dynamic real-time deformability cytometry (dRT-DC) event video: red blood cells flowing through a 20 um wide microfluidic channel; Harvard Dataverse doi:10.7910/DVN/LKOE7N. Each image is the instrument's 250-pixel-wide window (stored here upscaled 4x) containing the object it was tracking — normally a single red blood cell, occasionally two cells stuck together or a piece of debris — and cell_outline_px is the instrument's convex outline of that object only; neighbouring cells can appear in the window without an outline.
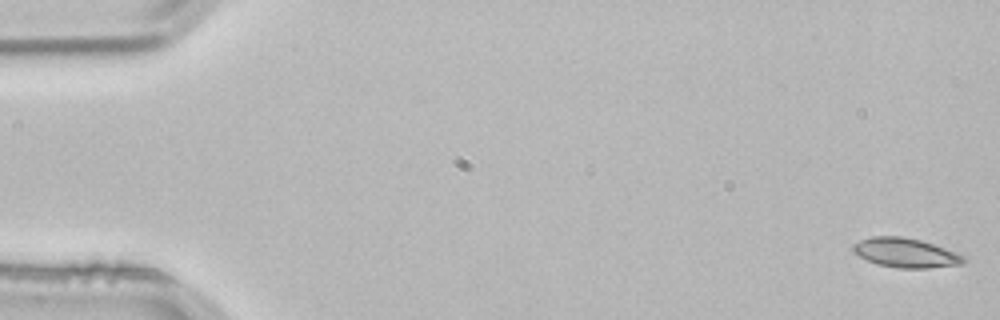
{"species": "common noctule bat (a hibernating species)", "species_latin": "Nyctalus noctula", "temperature_condition": "room temperature", "stored_images_in_passage": 15, "camera_frame_rate_fps": 3000, "um_per_image_px": 0.085, "animal": {"sex": "male", "body_mass_g": 21.5, "forearm_length_mm": 52.0}, "frame": {"image": 1, "passage_image": 1, "time_ms": 0.0, "image_size_px": [1000, 320], "cell_outline_px": [[968, 260], [964, 264], [928, 268], [896, 268], [876, 264], [852, 252], [852, 244], [860, 240], [872, 236], [900, 236], [920, 240], [956, 252], [964, 256]], "centroid_in_image_um": [76.98, 21.49], "position_along_channel_um": 8.0, "area_um2": 19.02}}